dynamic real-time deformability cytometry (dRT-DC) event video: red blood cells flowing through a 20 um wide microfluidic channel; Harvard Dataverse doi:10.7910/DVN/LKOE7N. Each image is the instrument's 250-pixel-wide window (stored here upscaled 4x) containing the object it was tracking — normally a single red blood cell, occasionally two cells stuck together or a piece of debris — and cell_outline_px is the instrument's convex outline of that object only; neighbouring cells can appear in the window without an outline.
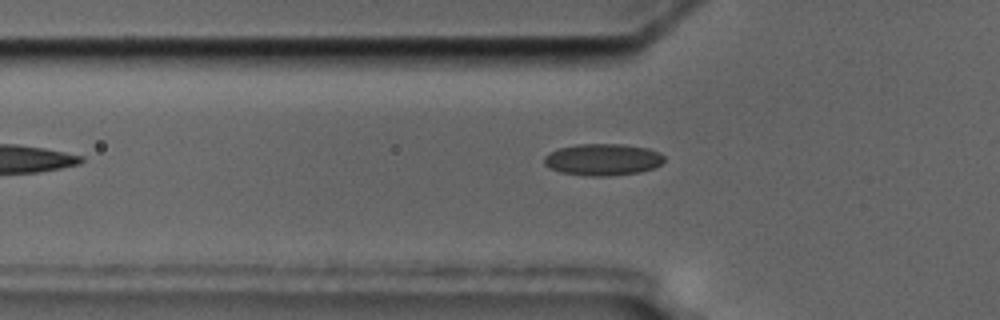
{"species": "common noctule bat (a hibernating species)", "species_latin": "Nyctalus noctula", "temperature_condition": "cold", "stored_images_in_passage": 5, "segment_of_instrument_passage": [2, 2], "camera_frame_rate_fps": 3000, "um_per_image_px": 0.085, "animal": {"sex": "male", "body_mass_g": 17.5, "forearm_length_mm": 52.3}, "frame": {"image": 1, "passage_image": 5, "time_ms": 7.333, "image_size_px": [1000, 320], "cell_outline_px": [[664, 160], [660, 164], [652, 168], [640, 172], [608, 176], [592, 176], [560, 172], [544, 164], [544, 156], [548, 152], [560, 148], [576, 144], [624, 144], [648, 148], [660, 152], [664, 156]], "centroid_in_image_um": [51.24, 13.55], "position_along_channel_um": 74.6, "area_um2": 22.2}}